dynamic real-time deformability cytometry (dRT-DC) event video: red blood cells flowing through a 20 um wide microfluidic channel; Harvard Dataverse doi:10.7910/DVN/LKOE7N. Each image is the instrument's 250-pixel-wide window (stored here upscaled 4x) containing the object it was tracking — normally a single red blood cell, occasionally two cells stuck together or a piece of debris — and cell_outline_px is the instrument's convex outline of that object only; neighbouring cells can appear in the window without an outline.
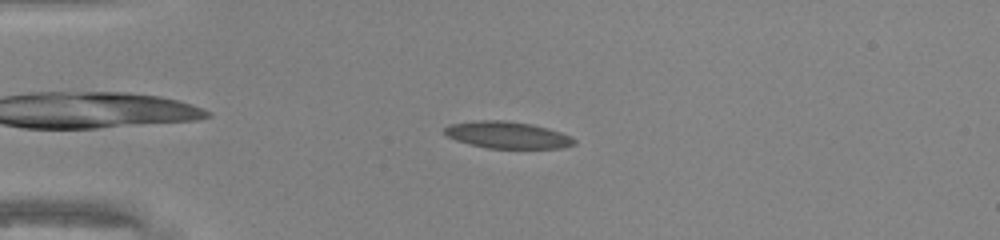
{"species": "common noctule bat (a hibernating species)", "species_latin": "Nyctalus noctula", "temperature_condition": "warm", "stored_images_in_passage": 44, "camera_frame_rate_fps": 3000, "um_per_image_px": 0.085, "animal": {"sex": "male", "body_mass_g": 20.0, "forearm_length_mm": 53.3}, "frame": {"image": 1, "passage_image": 6, "time_ms": 1.667, "image_size_px": [1000, 240], "cell_outline_px": [[576, 144], [564, 148], [488, 148], [468, 144], [456, 140], [448, 136], [444, 132], [444, 128], [448, 124], [476, 120], [504, 120], [532, 124], [548, 128], [572, 136], [576, 140]], "centroid_in_image_um": [43.14, 11.47], "position_along_channel_um": 41.9, "area_um2": 20.46}}
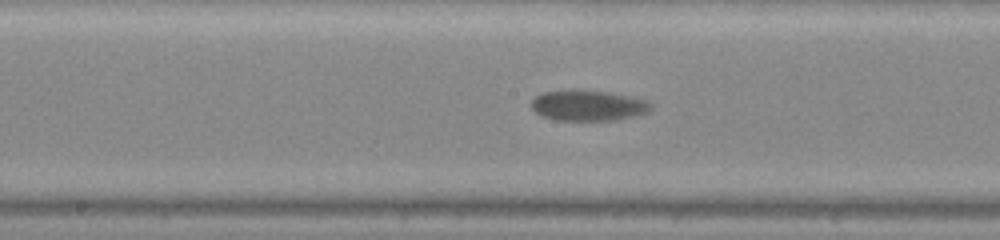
{"frame": {"image": 2, "passage_image": 20, "time_ms": 6.333, "image_size_px": [1000, 240], "cell_outline_px": [[652, 108], [648, 112], [616, 120], [556, 120], [540, 116], [532, 108], [532, 100], [536, 96], [544, 92], [608, 92], [632, 96], [648, 100], [652, 104]], "centroid_in_image_um": [50.04, 9.0], "position_along_channel_um": 198.2, "area_um2": 20.75}}
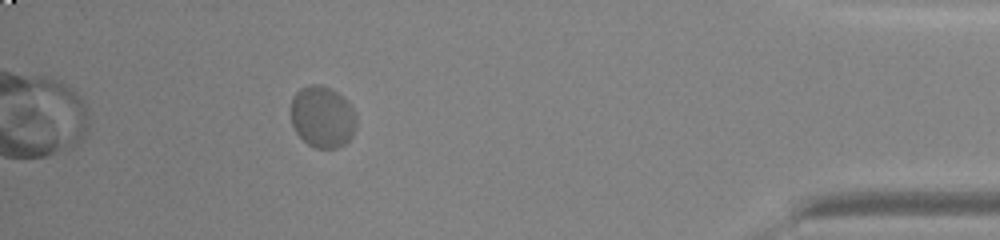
{"frame": {"image": 3, "passage_image": 39, "time_ms": 12.667, "image_size_px": [1000, 240], "cell_outline_px": [[356, 128], [352, 136], [344, 144], [336, 148], [316, 148], [308, 144], [296, 132], [292, 124], [292, 96], [300, 88], [308, 84], [320, 84], [344, 96], [348, 100], [356, 112]], "centroid_in_image_um": [27.43, 9.92], "position_along_channel_um": 407.8, "area_um2": 23.7}}